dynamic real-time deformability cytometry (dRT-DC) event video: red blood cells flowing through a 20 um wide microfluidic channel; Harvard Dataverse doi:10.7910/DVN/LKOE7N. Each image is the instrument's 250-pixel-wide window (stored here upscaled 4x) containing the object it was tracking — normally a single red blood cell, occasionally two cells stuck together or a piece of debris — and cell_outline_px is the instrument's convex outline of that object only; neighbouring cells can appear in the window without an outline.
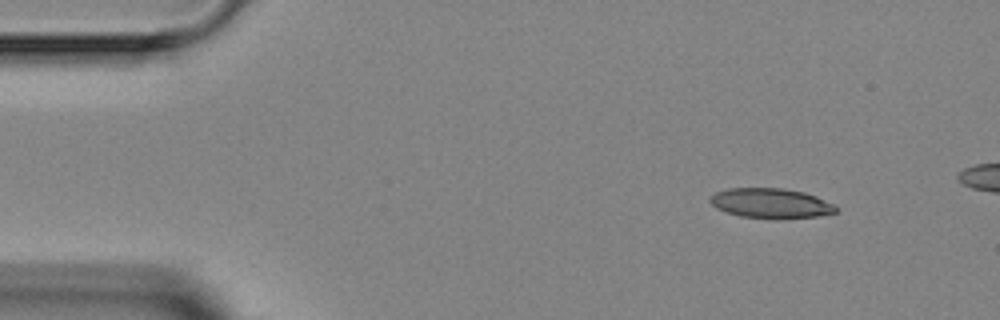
{"species": "Egyptian fruit bat (a non-hibernating species)", "species_latin": "Rousettus aegyptiacus", "temperature_condition": "room temperature", "stored_images_in_passage": 4, "camera_frame_rate_fps": 3000, "um_per_image_px": 0.085, "animal": {"sex": "female"}, "frame": {"image": 1, "passage_image": 1, "time_ms": 0.0, "image_size_px": [1000, 320], "cell_outline_px": [[836, 212], [820, 216], [776, 220], [740, 216], [716, 208], [708, 200], [716, 192], [728, 188], [784, 188], [804, 192], [816, 196], [836, 204]], "centroid_in_image_um": [65.56, 17.29], "position_along_channel_um": 19.4, "area_um2": 22.25}}